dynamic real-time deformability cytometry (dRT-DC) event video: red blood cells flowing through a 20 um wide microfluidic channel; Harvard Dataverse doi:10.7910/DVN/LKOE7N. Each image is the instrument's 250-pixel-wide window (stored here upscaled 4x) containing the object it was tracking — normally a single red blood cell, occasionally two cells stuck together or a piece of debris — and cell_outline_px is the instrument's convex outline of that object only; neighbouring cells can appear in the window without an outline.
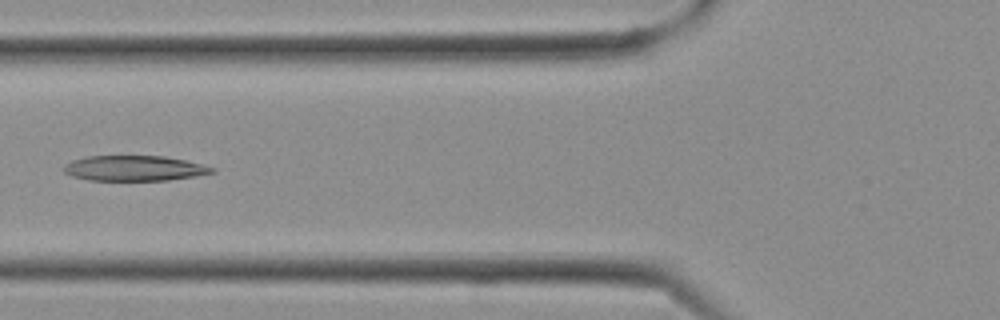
{"species": "Egyptian fruit bat (a non-hibernating species)", "species_latin": "Rousettus aegyptiacus", "temperature_condition": "cold", "stored_images_in_passage": 11, "camera_frame_rate_fps": 3000, "um_per_image_px": 0.085, "frame": {"image": 1, "passage_image": 10, "time_ms": 3.0, "image_size_px": [1000, 320], "cell_outline_px": [[216, 172], [196, 176], [168, 180], [88, 180], [72, 176], [64, 172], [64, 164], [72, 160], [88, 156], [164, 156], [184, 160], [216, 168]], "centroid_in_image_um": [11.41, 14.3], "position_along_channel_um": 114.4, "area_um2": 21.79}}